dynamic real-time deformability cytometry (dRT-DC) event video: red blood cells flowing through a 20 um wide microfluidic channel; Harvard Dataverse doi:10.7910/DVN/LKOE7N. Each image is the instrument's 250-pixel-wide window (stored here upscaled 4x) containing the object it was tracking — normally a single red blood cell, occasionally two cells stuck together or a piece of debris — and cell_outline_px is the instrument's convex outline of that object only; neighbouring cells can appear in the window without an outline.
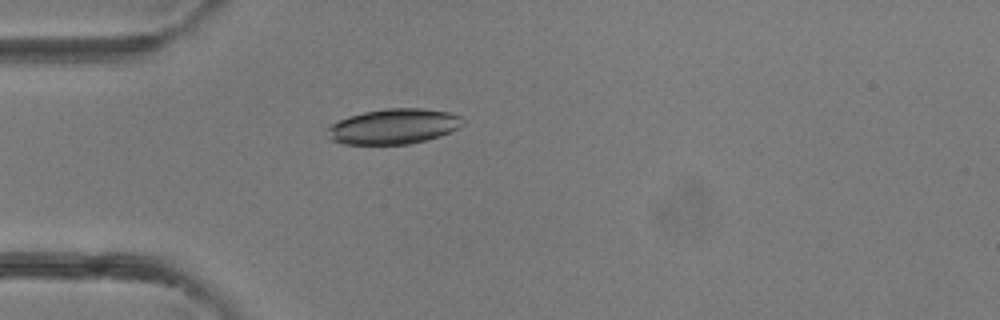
{"species": "common noctule bat (a hibernating species)", "species_latin": "Nyctalus noctula", "temperature_condition": "room temperature", "stored_images_in_passage": 39, "camera_frame_rate_fps": 3000, "um_per_image_px": 0.085, "animal": {"sex": "female"}, "frame": {"image": 1, "passage_image": 11, "time_ms": 3.333, "image_size_px": [1000, 320], "cell_outline_px": [[464, 124], [460, 128], [440, 136], [428, 140], [408, 144], [344, 144], [328, 140], [324, 128], [348, 116], [364, 112], [388, 108], [420, 108], [448, 112], [460, 116], [464, 120]], "centroid_in_image_um": [33.43, 10.76], "position_along_channel_um": 51.6, "area_um2": 28.15}}
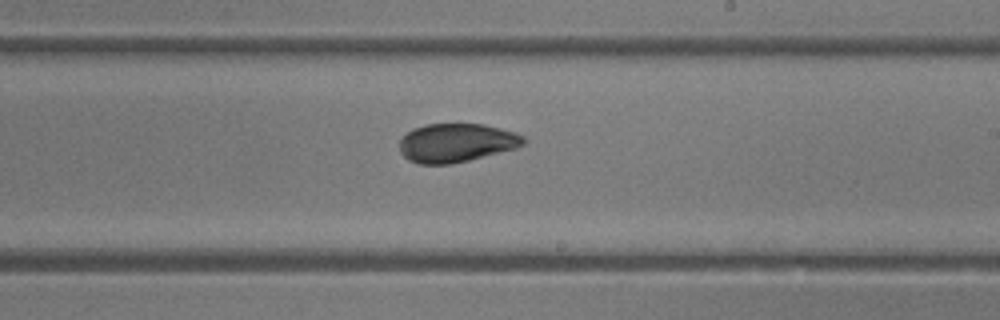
{"frame": {"image": 2, "passage_image": 23, "time_ms": 7.333, "image_size_px": [1000, 320], "cell_outline_px": [[528, 140], [524, 144], [516, 148], [452, 164], [420, 164], [408, 160], [400, 152], [400, 140], [412, 128], [424, 124], [484, 124], [516, 132], [524, 136]], "centroid_in_image_um": [38.8, 12.13], "position_along_channel_um": 250.2, "area_um2": 28.03}}
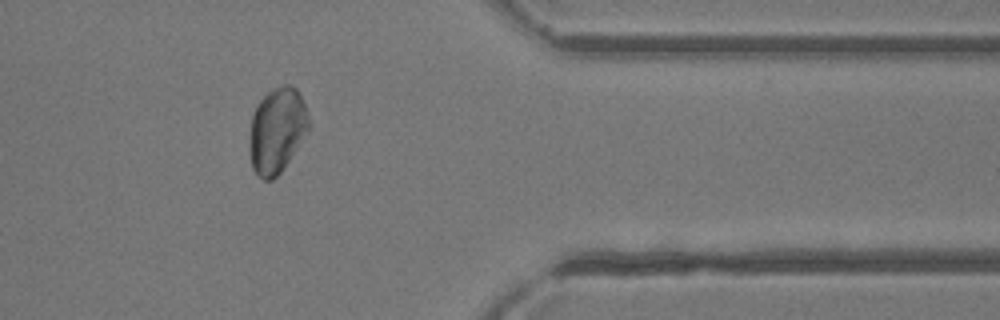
{"frame": {"image": 3, "passage_image": 32, "time_ms": 10.333, "image_size_px": [1000, 320], "cell_outline_px": [[312, 124], [308, 132], [280, 172], [272, 180], [264, 180], [256, 176], [252, 168], [248, 144], [252, 116], [260, 100], [272, 88], [284, 84], [292, 84], [296, 88], [308, 112]], "centroid_in_image_um": [23.55, 11.08], "position_along_channel_um": 387.9, "area_um2": 29.77}}